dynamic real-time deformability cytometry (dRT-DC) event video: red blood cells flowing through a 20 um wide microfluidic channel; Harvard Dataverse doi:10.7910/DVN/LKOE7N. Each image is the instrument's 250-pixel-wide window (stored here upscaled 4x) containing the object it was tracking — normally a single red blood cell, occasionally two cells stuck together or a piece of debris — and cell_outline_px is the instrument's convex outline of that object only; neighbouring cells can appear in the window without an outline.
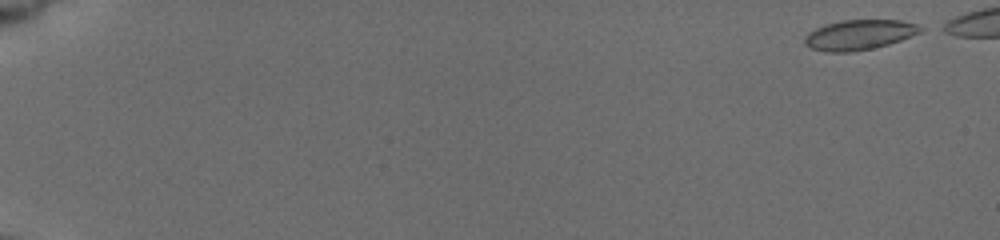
{"species": "common noctule bat (a hibernating species)", "species_latin": "Nyctalus noctula", "temperature_condition": "cold", "stored_images_in_passage": 51, "camera_frame_rate_fps": 3000, "um_per_image_px": 0.085, "animal": {"sex": "female", "body_mass_g": 19.5, "forearm_length_mm": 54.1}, "frame": {"image": 1, "passage_image": 2, "time_ms": 0.333, "image_size_px": [1000, 240], "cell_outline_px": [[924, 28], [920, 32], [900, 40], [888, 44], [872, 48], [852, 52], [824, 52], [812, 48], [804, 44], [804, 36], [808, 32], [824, 24], [840, 20], [900, 20], [916, 24]], "centroid_in_image_um": [72.98, 2.95], "position_along_channel_um": 12.0, "area_um2": 20.29}}
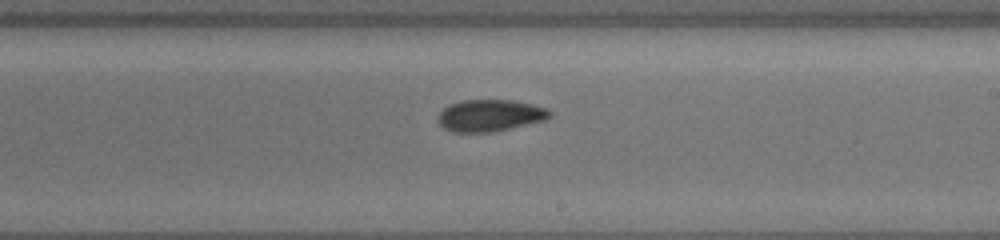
{"frame": {"image": 2, "passage_image": 35, "time_ms": 11.333, "image_size_px": [1000, 240], "cell_outline_px": [[552, 116], [544, 120], [492, 132], [452, 132], [444, 128], [436, 120], [440, 112], [448, 104], [460, 100], [512, 100], [532, 104], [548, 108], [552, 112]], "centroid_in_image_um": [41.63, 9.8], "position_along_channel_um": 247.4, "area_um2": 20.81}}
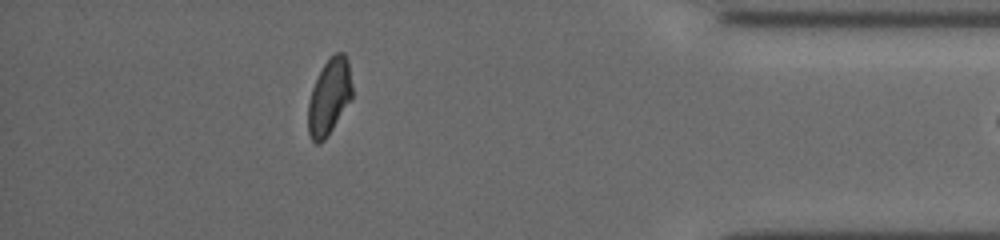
{"frame": {"image": 3, "passage_image": 50, "time_ms": 16.333, "image_size_px": [1000, 240], "cell_outline_px": [[352, 96], [332, 128], [324, 140], [320, 144], [316, 144], [312, 140], [308, 132], [308, 104], [312, 88], [328, 56], [336, 52], [344, 52], [348, 60], [352, 88]], "centroid_in_image_um": [27.97, 8.19], "position_along_channel_um": 407.2, "area_um2": 19.25}}